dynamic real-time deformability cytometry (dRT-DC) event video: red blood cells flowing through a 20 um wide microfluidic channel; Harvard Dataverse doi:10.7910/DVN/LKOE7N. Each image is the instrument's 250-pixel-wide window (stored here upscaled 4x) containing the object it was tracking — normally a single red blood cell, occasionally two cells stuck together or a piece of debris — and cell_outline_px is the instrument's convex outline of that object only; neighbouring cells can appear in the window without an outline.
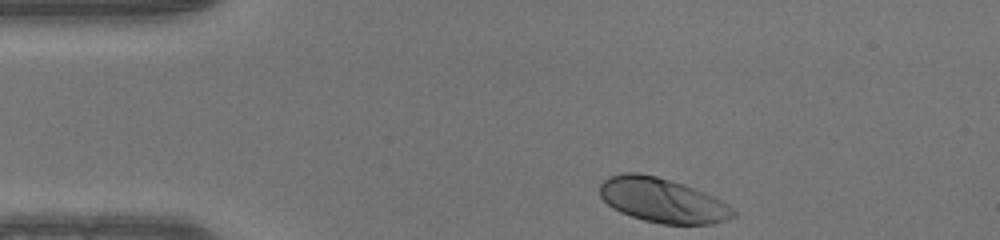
{"species": "human", "species_latin": "Homo sapiens", "temperature_condition": "warm", "stored_images_in_passage": 33, "camera_frame_rate_fps": 3000, "um_per_image_px": 0.085, "donor": {"sex": "male"}, "frame": {"image": 1, "passage_image": 1, "time_ms": 0.0, "image_size_px": [1000, 240], "cell_outline_px": [[736, 216], [712, 224], [660, 224], [644, 220], [620, 212], [612, 208], [600, 196], [600, 184], [608, 176], [624, 172], [636, 172], [656, 176], [684, 184], [704, 192], [720, 200], [732, 208], [736, 212]], "centroid_in_image_um": [56.28, 17.02], "position_along_channel_um": 28.7, "area_um2": 34.51}}
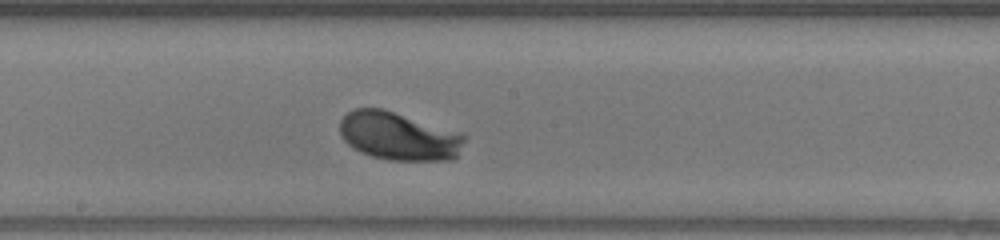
{"frame": {"image": 2, "passage_image": 19, "time_ms": 6.0, "image_size_px": [1000, 240], "cell_outline_px": [[468, 136], [456, 156], [452, 160], [388, 160], [372, 156], [360, 152], [348, 144], [340, 136], [340, 120], [348, 112], [356, 108], [384, 108]], "centroid_in_image_um": [33.86, 11.57], "position_along_channel_um": 214.3, "area_um2": 34.8}}
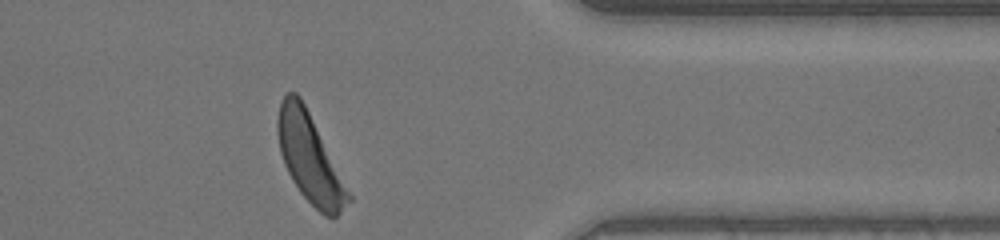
{"frame": {"image": 3, "passage_image": 33, "time_ms": 10.667, "image_size_px": [1000, 240], "cell_outline_px": [[352, 200], [336, 216], [324, 216], [300, 192], [292, 180], [284, 164], [280, 152], [276, 132], [276, 120], [280, 100], [288, 92], [296, 92], [300, 96], [352, 196]], "centroid_in_image_um": [26.29, 13.43], "position_along_channel_um": 385.1, "area_um2": 35.89}}